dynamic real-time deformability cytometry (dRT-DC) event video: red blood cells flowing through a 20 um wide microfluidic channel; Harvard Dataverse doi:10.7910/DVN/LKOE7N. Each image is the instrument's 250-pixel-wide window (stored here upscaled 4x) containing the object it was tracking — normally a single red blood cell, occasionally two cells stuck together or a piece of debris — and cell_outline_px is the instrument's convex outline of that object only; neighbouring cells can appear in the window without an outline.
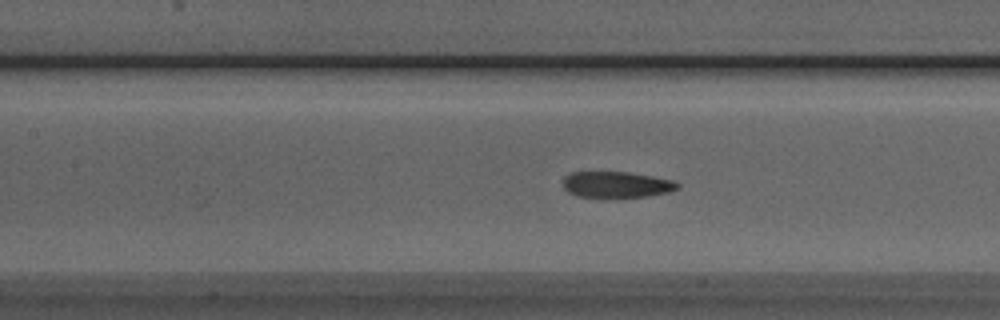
{"species": "Egyptian fruit bat (a non-hibernating species)", "species_latin": "Rousettus aegyptiacus", "temperature_condition": "room temperature", "stored_images_in_passage": 46, "camera_frame_rate_fps": 3000, "um_per_image_px": 0.085, "animal": {"sex": "male"}, "frame": {"image": 1, "passage_image": 15, "time_ms": 4.667, "image_size_px": [1000, 320], "cell_outline_px": [[680, 188], [668, 192], [648, 196], [576, 196], [568, 192], [564, 188], [564, 176], [572, 172], [628, 172], [652, 176], [672, 180], [680, 184]], "centroid_in_image_um": [52.42, 15.67], "position_along_channel_um": 155.0, "area_um2": 17.11}}
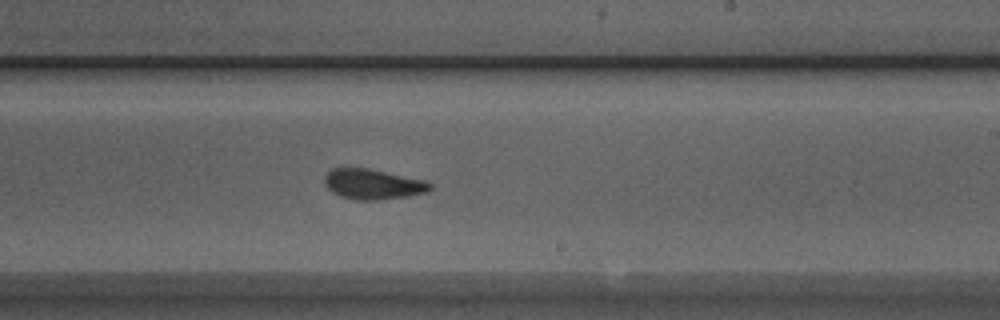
{"frame": {"image": 2, "passage_image": 23, "time_ms": 7.333, "image_size_px": [1000, 320], "cell_outline_px": [[432, 188], [428, 192], [408, 196], [380, 200], [356, 200], [340, 196], [332, 192], [324, 184], [324, 176], [332, 168], [368, 168], [424, 180], [432, 184]], "centroid_in_image_um": [31.69, 15.66], "position_along_channel_um": 257.3, "area_um2": 18.67}}
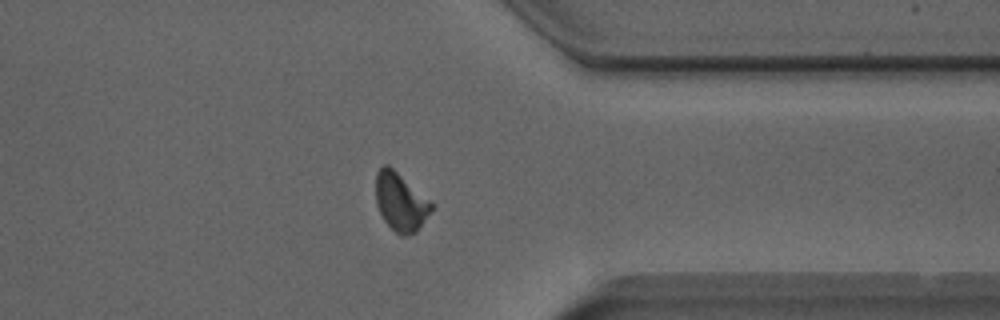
{"frame": {"image": 3, "passage_image": 33, "time_ms": 10.667, "image_size_px": [1000, 320], "cell_outline_px": [[432, 212], [416, 232], [408, 236], [400, 236], [384, 220], [376, 204], [376, 172], [384, 164], [388, 164], [432, 204]], "centroid_in_image_um": [34.03, 17.19], "position_along_channel_um": 377.4, "area_um2": 18.5}, "authors_computed_cell_mechanics": {"area_um2": 18.6694, "velocity_mm_per_s": 3.8511, "shape_relaxation_time_tau1_ms": 5.845, "shape_relaxation_time_tau2_ms": 1.6409, "deformation_change_tau1": 0.1496, "deformation_change_tau2": 0.0695}}